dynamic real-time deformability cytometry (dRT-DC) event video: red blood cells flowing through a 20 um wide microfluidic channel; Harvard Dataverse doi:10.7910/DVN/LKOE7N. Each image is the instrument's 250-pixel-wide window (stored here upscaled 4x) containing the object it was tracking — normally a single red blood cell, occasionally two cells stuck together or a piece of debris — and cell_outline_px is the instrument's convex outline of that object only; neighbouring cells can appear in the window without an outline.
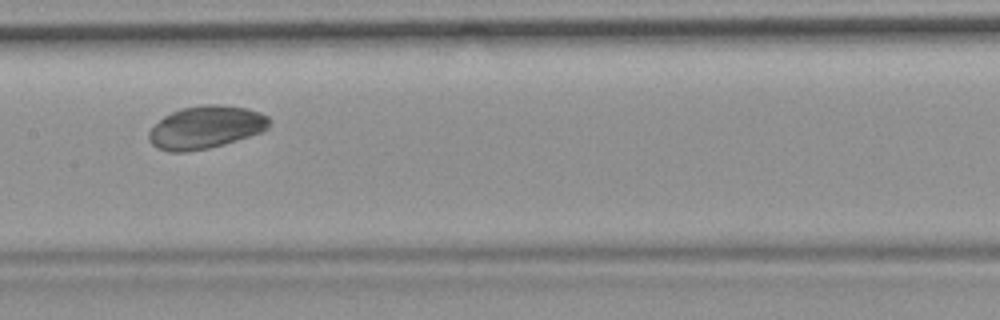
{"species": "common noctule bat (a hibernating species)", "species_latin": "Nyctalus noctula", "temperature_condition": "room temperature", "stored_images_in_passage": 48, "camera_frame_rate_fps": 3000, "um_per_image_px": 0.085, "animal": {"sex": "female", "body_mass_g": 19.9}, "frame": {"image": 1, "passage_image": 21, "time_ms": 6.667, "image_size_px": [1000, 320], "cell_outline_px": [[272, 120], [268, 128], [264, 132], [224, 144], [208, 148], [188, 152], [168, 152], [156, 148], [148, 140], [148, 132], [164, 116], [180, 108], [204, 104], [216, 104], [248, 108], [260, 112], [268, 116]], "centroid_in_image_um": [17.51, 10.82], "position_along_channel_um": 189.9, "area_um2": 30.35}}